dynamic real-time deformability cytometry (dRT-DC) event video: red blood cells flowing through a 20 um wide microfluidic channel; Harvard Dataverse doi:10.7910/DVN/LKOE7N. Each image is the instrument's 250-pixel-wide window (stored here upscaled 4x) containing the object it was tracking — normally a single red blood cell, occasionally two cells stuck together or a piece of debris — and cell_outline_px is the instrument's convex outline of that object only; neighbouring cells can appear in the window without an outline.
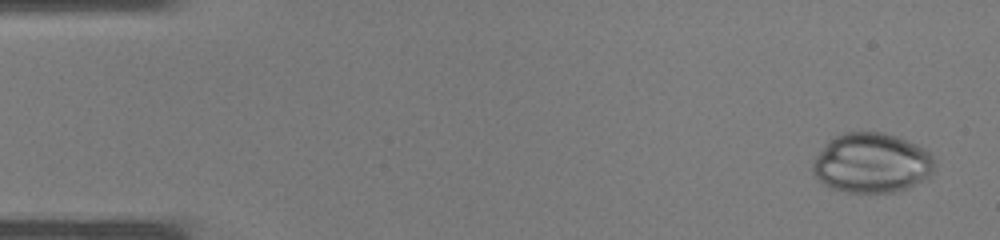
{"species": "common noctule bat (a hibernating species)", "species_latin": "Nyctalus noctula", "temperature_condition": "warm", "stored_images_in_passage": 10, "camera_frame_rate_fps": 3000, "um_per_image_px": 0.085, "animal": {"sex": "male", "body_mass_g": 19.0, "forearm_length_mm": 50.8}, "frame": {"image": 1, "passage_image": 2, "time_ms": 0.333, "image_size_px": [1000, 240], "cell_outline_px": [[932, 172], [928, 176], [908, 188], [896, 192], [848, 192], [832, 188], [824, 184], [812, 172], [812, 164], [816, 156], [824, 144], [832, 136], [844, 132], [884, 132], [900, 136], [924, 148], [932, 156]], "centroid_in_image_um": [74.06, 13.83], "position_along_channel_um": 10.9, "area_um2": 42.48}}